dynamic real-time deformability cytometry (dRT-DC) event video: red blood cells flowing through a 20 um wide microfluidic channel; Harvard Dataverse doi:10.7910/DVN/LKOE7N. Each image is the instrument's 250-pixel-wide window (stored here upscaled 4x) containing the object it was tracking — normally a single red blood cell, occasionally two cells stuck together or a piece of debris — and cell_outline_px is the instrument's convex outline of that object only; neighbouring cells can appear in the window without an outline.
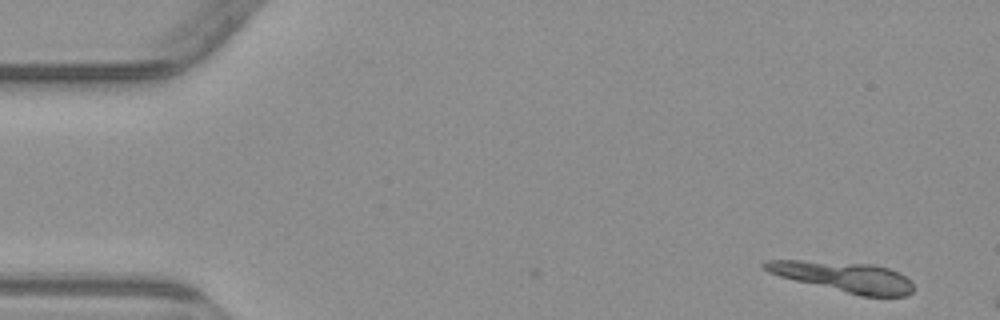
{"species": "common noctule bat (a hibernating species)", "species_latin": "Nyctalus noctula", "temperature_condition": "warm", "stored_images_in_passage": 3, "camera_frame_rate_fps": 3000, "um_per_image_px": 0.085, "animal": {"sex": "male", "body_mass_g": 23.1, "forearm_length_mm": 52.7}, "frame": {"image": 1, "passage_image": 1, "time_ms": 0.0, "image_size_px": [1000, 320], "cell_outline_px": [[912, 292], [908, 296], [860, 296], [780, 276], [768, 272], [760, 268], [760, 264], [764, 260], [800, 260], [872, 264], [888, 268], [912, 280]], "centroid_in_image_um": [71.69, 23.52], "position_along_channel_um": 13.3, "area_um2": 26.07}}